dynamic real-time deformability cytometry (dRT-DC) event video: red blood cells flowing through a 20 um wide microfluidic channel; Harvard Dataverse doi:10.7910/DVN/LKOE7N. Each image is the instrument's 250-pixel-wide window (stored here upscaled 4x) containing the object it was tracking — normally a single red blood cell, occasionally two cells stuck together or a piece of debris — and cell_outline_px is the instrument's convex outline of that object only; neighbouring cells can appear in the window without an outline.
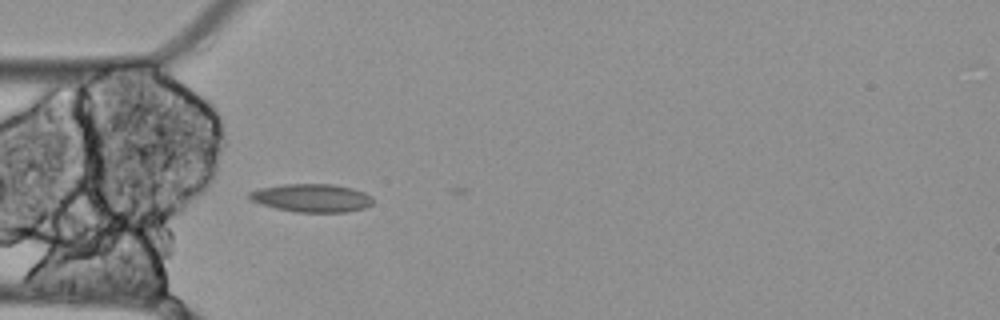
{"species": "Egyptian fruit bat (a non-hibernating species)", "species_latin": "Rousettus aegyptiacus", "temperature_condition": "cold", "stored_images_in_passage": 18, "camera_frame_rate_fps": 3000, "um_per_image_px": 0.085, "animal": {"sex": "female"}, "frame": {"image": 1, "passage_image": 17, "time_ms": 5.333, "image_size_px": [1000, 320], "cell_outline_px": [[372, 204], [364, 208], [348, 212], [296, 212], [276, 208], [260, 204], [252, 200], [248, 196], [248, 192], [260, 188], [284, 184], [332, 184], [352, 188], [364, 192], [372, 196]], "centroid_in_image_um": [26.5, 16.82], "position_along_channel_um": 58.5, "area_um2": 20.29}}